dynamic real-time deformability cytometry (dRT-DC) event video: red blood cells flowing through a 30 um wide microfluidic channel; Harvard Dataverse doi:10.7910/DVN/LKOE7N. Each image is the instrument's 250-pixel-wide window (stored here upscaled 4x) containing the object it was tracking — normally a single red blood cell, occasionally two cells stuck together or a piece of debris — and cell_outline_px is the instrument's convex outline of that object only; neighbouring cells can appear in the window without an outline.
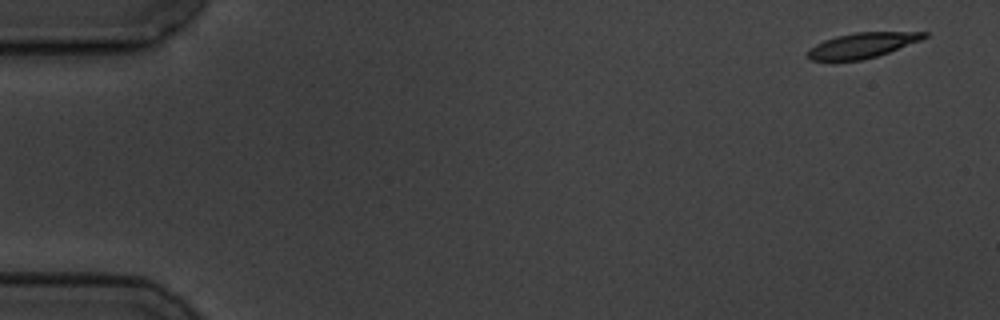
{"species": "common noctule bat (a hibernating species)", "species_latin": "Nyctalus noctula", "temperature_condition": "cold", "stored_images_in_passage": 5, "camera_frame_rate_fps": 3000, "um_per_image_px": 0.085, "animal": {"sex": "male", "body_mass_g": 19.5, "forearm_length_mm": 54.6}, "frame": {"image": 1, "passage_image": 1, "time_ms": 0.0, "image_size_px": [1000, 320], "cell_outline_px": [[928, 36], [920, 40], [888, 52], [876, 56], [860, 60], [812, 60], [808, 56], [808, 52], [816, 44], [824, 40], [836, 36], [856, 32], [928, 32]], "centroid_in_image_um": [73.31, 3.84], "position_along_channel_um": 11.7, "area_um2": 16.65}}
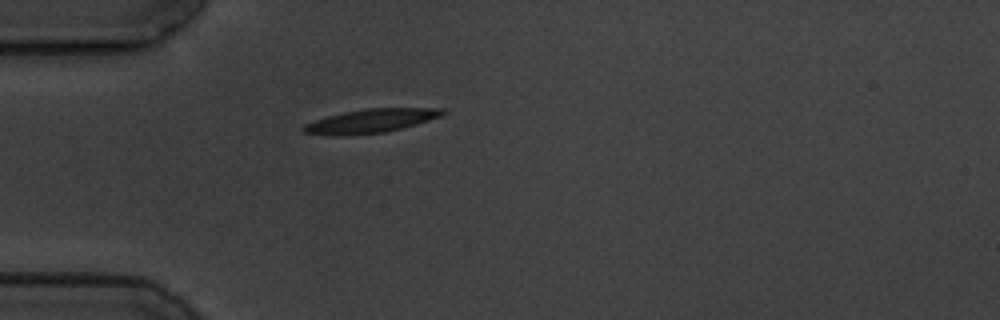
{"frame": {"image": 2, "passage_image": 5, "time_ms": 4.667, "image_size_px": [1000, 320], "cell_outline_px": [[448, 112], [440, 116], [416, 124], [384, 132], [344, 136], [332, 136], [304, 132], [300, 128], [304, 124], [328, 116], [344, 112], [368, 108], [444, 108]], "centroid_in_image_um": [31.5, 10.28], "position_along_channel_um": 53.5, "area_um2": 19.19}}